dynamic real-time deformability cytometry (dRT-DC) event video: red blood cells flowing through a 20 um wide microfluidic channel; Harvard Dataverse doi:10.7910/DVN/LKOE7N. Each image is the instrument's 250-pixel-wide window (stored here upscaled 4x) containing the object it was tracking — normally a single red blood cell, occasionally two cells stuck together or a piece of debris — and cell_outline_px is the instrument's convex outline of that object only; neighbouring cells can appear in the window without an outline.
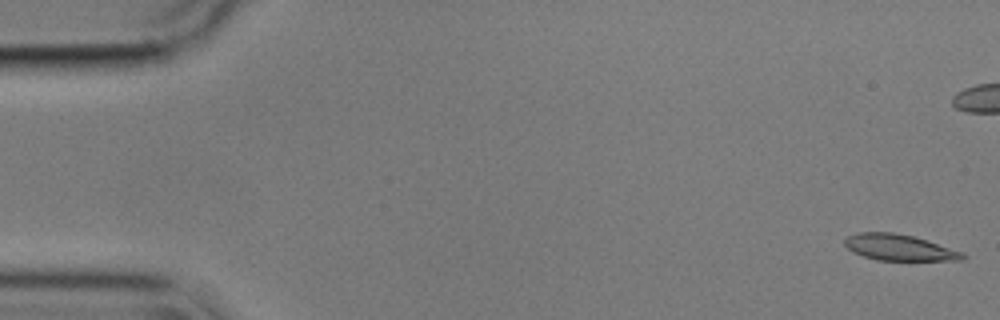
{"species": "common noctule bat (a hibernating species)", "species_latin": "Nyctalus noctula", "temperature_condition": "cold", "stored_images_in_passage": 56, "camera_frame_rate_fps": 3000, "um_per_image_px": 0.085, "animal": {"sex": "male", "body_mass_g": 17.9}, "frame": {"image": 1, "passage_image": 1, "time_ms": 0.0, "image_size_px": [1000, 320], "cell_outline_px": [[968, 256], [964, 260], [876, 260], [852, 252], [844, 244], [844, 240], [848, 236], [860, 232], [892, 232], [912, 236], [964, 252]], "centroid_in_image_um": [76.44, 21.04], "position_along_channel_um": 8.6, "area_um2": 17.86}}
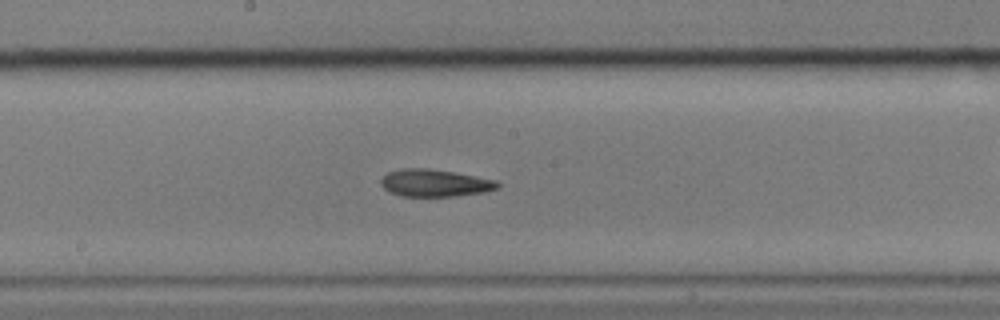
{"frame": {"image": 2, "passage_image": 29, "time_ms": 9.333, "image_size_px": [1000, 320], "cell_outline_px": [[500, 188], [484, 192], [452, 196], [400, 196], [388, 192], [380, 184], [380, 180], [388, 172], [400, 168], [428, 168], [452, 172], [496, 180], [500, 184]], "centroid_in_image_um": [36.92, 15.55], "position_along_channel_um": 211.3, "area_um2": 18.55}}
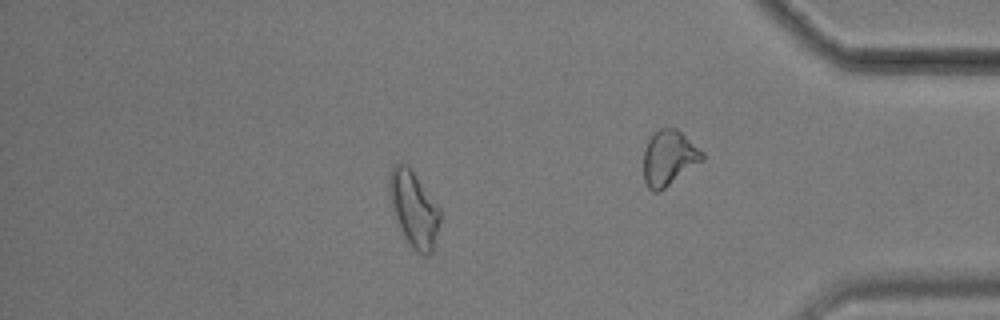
{"frame": {"image": 3, "passage_image": 48, "time_ms": 15.667, "image_size_px": [1000, 320], "cell_outline_px": [[440, 220], [432, 252], [428, 256], [424, 256], [416, 252], [408, 244], [400, 232], [396, 224], [388, 192], [388, 180], [392, 164], [400, 160], [408, 164], [440, 208]], "centroid_in_image_um": [35.13, 17.74], "position_along_channel_um": 400.1, "area_um2": 23.06}, "authors_computed_cell_mechanics": {"area_um2": 19.1896, "velocity_mm_per_s": 3.5726, "shape_relaxation_time_tau1_ms": 4.7252, "shape_relaxation_time_tau2_ms": 6.0945, "deformation_change_tau1": 0.1479, "deformation_change_tau2": 0.1375}}